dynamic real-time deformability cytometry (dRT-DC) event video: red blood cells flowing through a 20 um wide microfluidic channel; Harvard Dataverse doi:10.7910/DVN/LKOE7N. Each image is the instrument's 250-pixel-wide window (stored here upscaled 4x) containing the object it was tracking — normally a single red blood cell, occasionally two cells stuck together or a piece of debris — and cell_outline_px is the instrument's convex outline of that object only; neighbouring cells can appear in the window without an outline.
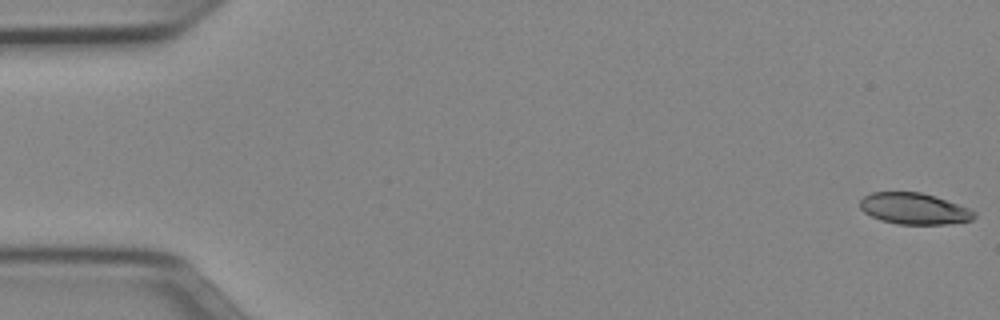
{"species": "Egyptian fruit bat (a non-hibernating species)", "species_latin": "Rousettus aegyptiacus", "temperature_condition": "cold", "stored_images_in_passage": 52, "segment_of_instrument_passage": [1, 2], "camera_frame_rate_fps": 3000, "um_per_image_px": 0.085, "animal": {"sex": "female"}, "frame": {"image": 1, "passage_image": 1, "time_ms": 0.0, "image_size_px": [1000, 320], "cell_outline_px": [[976, 216], [972, 220], [948, 224], [896, 224], [880, 220], [864, 212], [860, 208], [860, 200], [864, 196], [872, 192], [920, 192], [968, 208], [976, 212]], "centroid_in_image_um": [77.67, 17.74], "position_along_channel_um": 7.3, "area_um2": 20.63}}
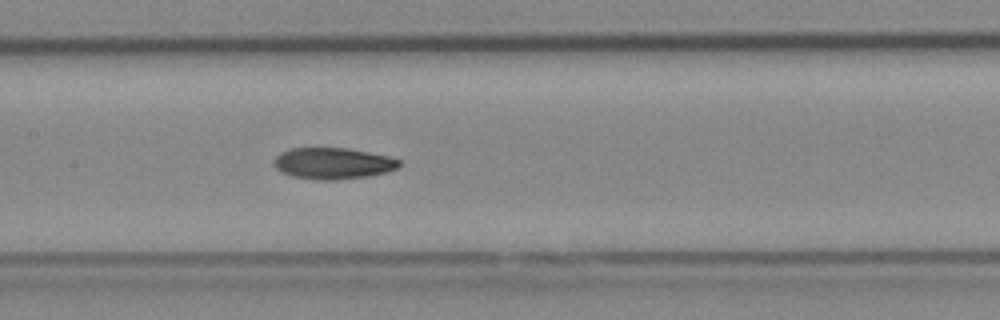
{"frame": {"image": 2, "passage_image": 25, "time_ms": 8.0, "image_size_px": [1000, 320], "cell_outline_px": [[400, 164], [396, 168], [388, 172], [368, 176], [336, 180], [320, 180], [292, 176], [280, 172], [272, 164], [276, 156], [280, 152], [292, 148], [348, 148], [388, 156], [400, 160]], "centroid_in_image_um": [28.27, 13.89], "position_along_channel_um": 179.1, "area_um2": 22.95}}
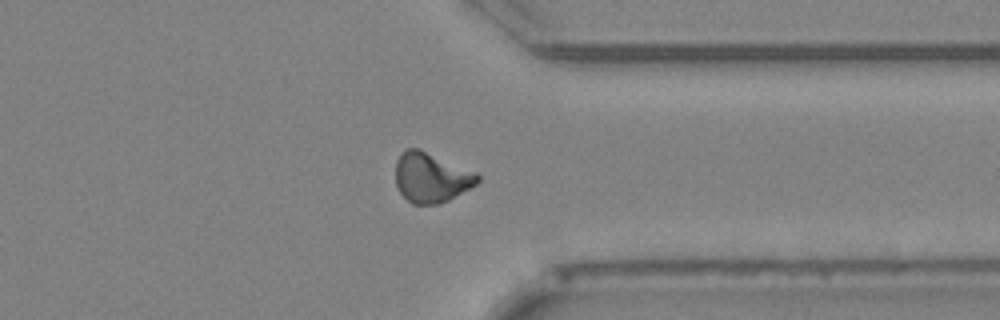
{"frame": {"image": 3, "passage_image": 40, "time_ms": 13.0, "image_size_px": [1000, 320], "cell_outline_px": [[480, 180], [476, 184], [448, 200], [440, 204], [412, 204], [400, 192], [396, 184], [396, 160], [400, 152], [408, 148], [420, 148], [476, 172], [480, 176]], "centroid_in_image_um": [36.64, 15.07], "position_along_channel_um": 374.8, "area_um2": 23.87}}